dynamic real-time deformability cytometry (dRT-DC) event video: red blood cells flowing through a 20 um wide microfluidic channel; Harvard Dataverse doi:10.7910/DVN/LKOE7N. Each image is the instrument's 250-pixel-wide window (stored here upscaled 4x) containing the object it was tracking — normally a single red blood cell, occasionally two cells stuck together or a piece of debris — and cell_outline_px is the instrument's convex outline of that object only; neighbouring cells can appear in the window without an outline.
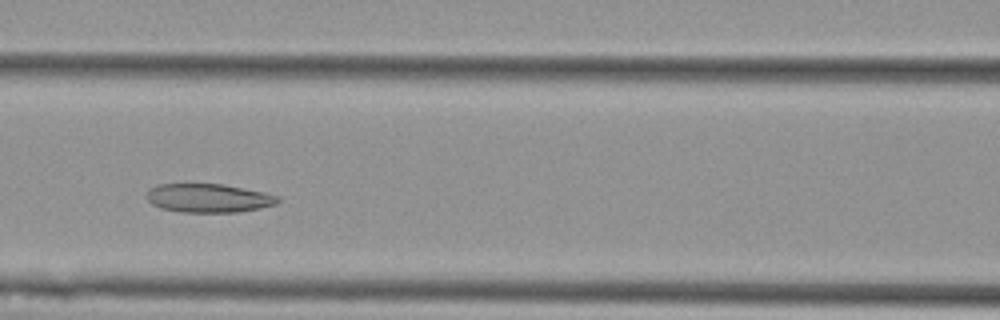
{"species": "Egyptian fruit bat (a non-hibernating species)", "species_latin": "Rousettus aegyptiacus", "temperature_condition": "cold", "stored_images_in_passage": 10, "camera_frame_rate_fps": 3000, "um_per_image_px": 0.085, "animal": {"sex": "female"}, "frame": {"image": 1, "passage_image": 4, "time_ms": 3.333, "image_size_px": [1000, 320], "cell_outline_px": [[280, 200], [276, 204], [260, 208], [240, 212], [180, 212], [160, 208], [152, 204], [148, 200], [148, 192], [156, 184], [224, 184], [264, 192], [280, 196]], "centroid_in_image_um": [17.76, 16.84], "position_along_channel_um": 148.8, "area_um2": 21.96}}
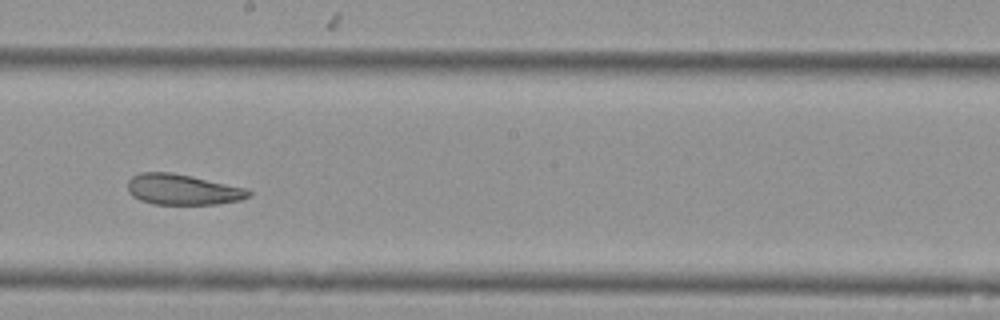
{"frame": {"image": 2, "passage_image": 6, "time_ms": 5.667, "image_size_px": [1000, 320], "cell_outline_px": [[252, 196], [240, 200], [216, 204], [152, 204], [140, 200], [132, 196], [128, 192], [128, 180], [132, 176], [140, 172], [172, 172], [192, 176], [248, 188], [252, 192]], "centroid_in_image_um": [15.54, 16.1], "position_along_channel_um": 232.7, "area_um2": 21.85}}
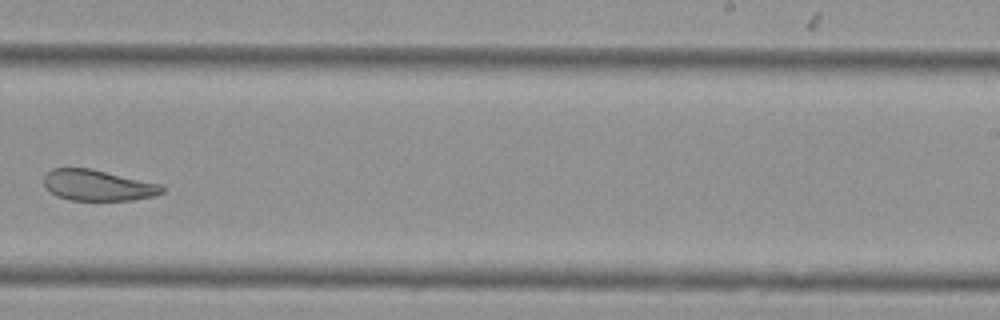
{"frame": {"image": 3, "passage_image": 7, "time_ms": 7.0, "image_size_px": [1000, 320], "cell_outline_px": [[168, 188], [164, 192], [156, 196], [132, 200], [72, 200], [56, 196], [44, 184], [44, 176], [52, 168], [92, 168], [164, 184]], "centroid_in_image_um": [8.42, 15.74], "position_along_channel_um": 280.6, "area_um2": 21.68}}